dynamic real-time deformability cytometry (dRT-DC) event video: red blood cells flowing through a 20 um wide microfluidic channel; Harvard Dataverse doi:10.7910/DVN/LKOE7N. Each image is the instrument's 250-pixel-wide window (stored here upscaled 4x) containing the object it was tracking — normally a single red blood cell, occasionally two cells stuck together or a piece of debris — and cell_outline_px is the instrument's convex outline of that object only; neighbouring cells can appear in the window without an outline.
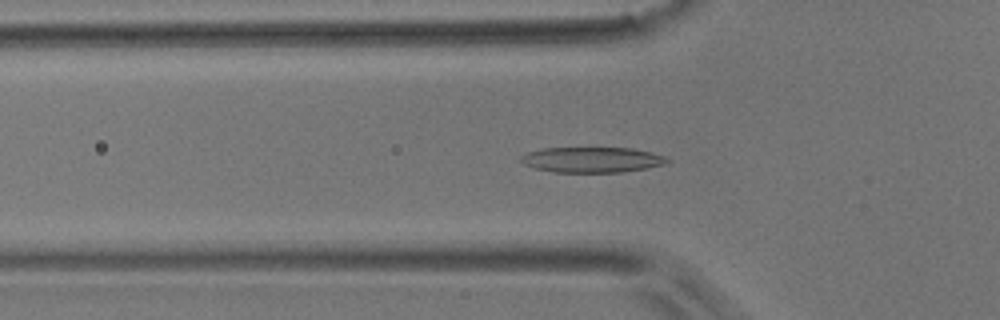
{"species": "common noctule bat (a hibernating species)", "species_latin": "Nyctalus noctula", "temperature_condition": "room temperature", "stored_images_in_passage": 51, "camera_frame_rate_fps": 3000, "um_per_image_px": 0.085, "animal": {"sex": "male", "body_mass_g": 17.9}, "frame": {"image": 1, "passage_image": 15, "time_ms": 4.667, "image_size_px": [1000, 320], "cell_outline_px": [[672, 160], [668, 164], [648, 168], [624, 172], [552, 172], [536, 168], [524, 164], [520, 160], [520, 156], [528, 152], [540, 148], [632, 148], [652, 152], [664, 156]], "centroid_in_image_um": [50.37, 13.58], "position_along_channel_um": 75.4, "area_um2": 21.91}}
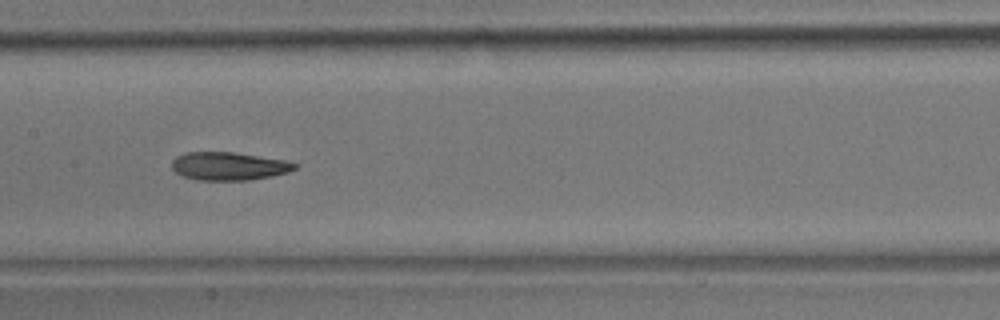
{"frame": {"image": 2, "passage_image": 24, "time_ms": 7.667, "image_size_px": [1000, 320], "cell_outline_px": [[300, 164], [296, 168], [288, 172], [272, 176], [248, 180], [196, 180], [184, 176], [176, 172], [172, 168], [172, 160], [176, 156], [184, 152], [232, 152], [284, 160]], "centroid_in_image_um": [19.44, 14.12], "position_along_channel_um": 188.0, "area_um2": 20.11}}
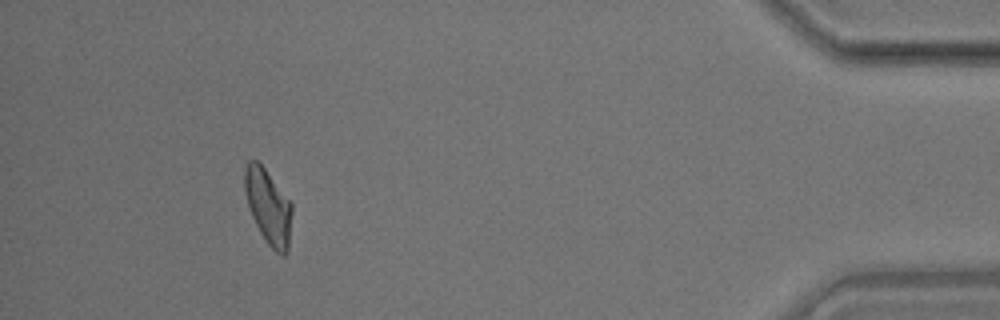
{"frame": {"image": 3, "passage_image": 47, "time_ms": 15.333, "image_size_px": [1000, 320], "cell_outline_px": [[292, 212], [288, 252], [284, 256], [280, 256], [268, 244], [260, 232], [252, 216], [248, 204], [244, 188], [244, 168], [248, 160], [256, 160], [264, 168], [292, 204]], "centroid_in_image_um": [22.8, 17.59], "position_along_channel_um": 412.4, "area_um2": 20.46}, "authors_computed_cell_mechanics": {"area_um2": 20.808, "velocity_mm_per_s": 3.7144, "shape_relaxation_time_tau1_ms": 4.1718, "shape_relaxation_time_tau2_ms": 3.9841, "deformation_change_tau1": 0.1499, "deformation_change_tau2": 0.1172}}